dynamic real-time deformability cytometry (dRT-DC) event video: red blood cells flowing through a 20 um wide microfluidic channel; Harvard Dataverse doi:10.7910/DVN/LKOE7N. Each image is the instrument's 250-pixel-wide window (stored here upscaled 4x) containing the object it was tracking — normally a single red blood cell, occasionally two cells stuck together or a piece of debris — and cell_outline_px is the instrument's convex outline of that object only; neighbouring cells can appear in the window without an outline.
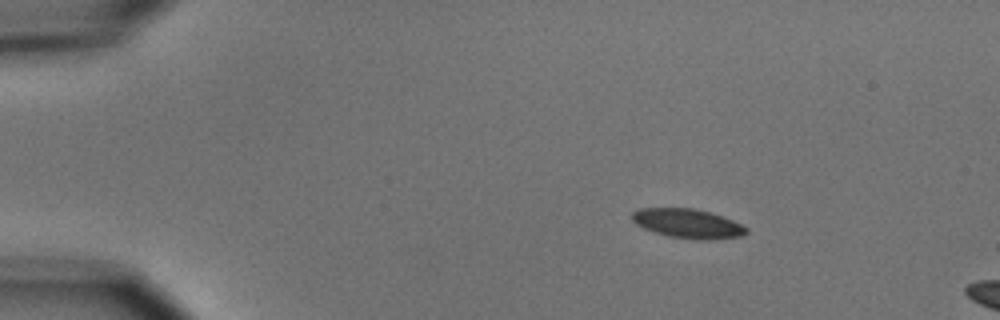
{"species": "common noctule bat (a hibernating species)", "species_latin": "Nyctalus noctula", "temperature_condition": "cold", "stored_images_in_passage": 3, "camera_frame_rate_fps": 3000, "um_per_image_px": 0.085, "animal": {"sex": "male", "body_mass_g": 15.6}, "frame": {"image": 1, "passage_image": 2, "time_ms": 1.0, "image_size_px": [1000, 320], "cell_outline_px": [[748, 232], [740, 236], [708, 240], [700, 240], [668, 236], [644, 228], [636, 224], [632, 220], [632, 212], [640, 208], [692, 208], [708, 212], [732, 220], [748, 228]], "centroid_in_image_um": [58.44, 19.0], "position_along_channel_um": 26.6, "area_um2": 19.25}}